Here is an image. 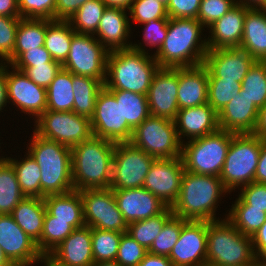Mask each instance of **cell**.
I'll return each mask as SVG.
<instances>
[{
    "label": "cell",
    "mask_w": 266,
    "mask_h": 266,
    "mask_svg": "<svg viewBox=\"0 0 266 266\" xmlns=\"http://www.w3.org/2000/svg\"><path fill=\"white\" fill-rule=\"evenodd\" d=\"M202 28L197 19L169 18L166 38L153 56L159 66L183 68L202 65L208 52L206 39L201 40Z\"/></svg>",
    "instance_id": "1"
},
{
    "label": "cell",
    "mask_w": 266,
    "mask_h": 266,
    "mask_svg": "<svg viewBox=\"0 0 266 266\" xmlns=\"http://www.w3.org/2000/svg\"><path fill=\"white\" fill-rule=\"evenodd\" d=\"M115 144L92 135L71 148L74 190L110 188Z\"/></svg>",
    "instance_id": "2"
},
{
    "label": "cell",
    "mask_w": 266,
    "mask_h": 266,
    "mask_svg": "<svg viewBox=\"0 0 266 266\" xmlns=\"http://www.w3.org/2000/svg\"><path fill=\"white\" fill-rule=\"evenodd\" d=\"M159 67L158 62L148 55L141 43L132 44L130 49L109 52L104 87L147 95Z\"/></svg>",
    "instance_id": "3"
},
{
    "label": "cell",
    "mask_w": 266,
    "mask_h": 266,
    "mask_svg": "<svg viewBox=\"0 0 266 266\" xmlns=\"http://www.w3.org/2000/svg\"><path fill=\"white\" fill-rule=\"evenodd\" d=\"M220 177L184 171L181 189L171 207L173 214L184 220L214 221L217 201L227 193Z\"/></svg>",
    "instance_id": "4"
},
{
    "label": "cell",
    "mask_w": 266,
    "mask_h": 266,
    "mask_svg": "<svg viewBox=\"0 0 266 266\" xmlns=\"http://www.w3.org/2000/svg\"><path fill=\"white\" fill-rule=\"evenodd\" d=\"M28 152L41 171V198L74 190L72 183L71 148L47 140L35 132Z\"/></svg>",
    "instance_id": "5"
},
{
    "label": "cell",
    "mask_w": 266,
    "mask_h": 266,
    "mask_svg": "<svg viewBox=\"0 0 266 266\" xmlns=\"http://www.w3.org/2000/svg\"><path fill=\"white\" fill-rule=\"evenodd\" d=\"M225 219L207 221V266L259 265L251 237Z\"/></svg>",
    "instance_id": "6"
},
{
    "label": "cell",
    "mask_w": 266,
    "mask_h": 266,
    "mask_svg": "<svg viewBox=\"0 0 266 266\" xmlns=\"http://www.w3.org/2000/svg\"><path fill=\"white\" fill-rule=\"evenodd\" d=\"M236 133L218 129L216 132L182 143L181 158L186 171L220 176L231 139Z\"/></svg>",
    "instance_id": "7"
},
{
    "label": "cell",
    "mask_w": 266,
    "mask_h": 266,
    "mask_svg": "<svg viewBox=\"0 0 266 266\" xmlns=\"http://www.w3.org/2000/svg\"><path fill=\"white\" fill-rule=\"evenodd\" d=\"M261 151V138L252 133L235 134L220 173L224 188L232 192L254 182ZM232 190V191H231Z\"/></svg>",
    "instance_id": "8"
},
{
    "label": "cell",
    "mask_w": 266,
    "mask_h": 266,
    "mask_svg": "<svg viewBox=\"0 0 266 266\" xmlns=\"http://www.w3.org/2000/svg\"><path fill=\"white\" fill-rule=\"evenodd\" d=\"M130 143L155 159L181 157L175 123L166 118L150 115L133 130Z\"/></svg>",
    "instance_id": "9"
},
{
    "label": "cell",
    "mask_w": 266,
    "mask_h": 266,
    "mask_svg": "<svg viewBox=\"0 0 266 266\" xmlns=\"http://www.w3.org/2000/svg\"><path fill=\"white\" fill-rule=\"evenodd\" d=\"M35 123L37 135L70 148L93 135L90 118L73 111L46 110Z\"/></svg>",
    "instance_id": "10"
},
{
    "label": "cell",
    "mask_w": 266,
    "mask_h": 266,
    "mask_svg": "<svg viewBox=\"0 0 266 266\" xmlns=\"http://www.w3.org/2000/svg\"><path fill=\"white\" fill-rule=\"evenodd\" d=\"M108 54L109 51L94 35L75 33L62 68L74 75L100 80L104 84Z\"/></svg>",
    "instance_id": "11"
},
{
    "label": "cell",
    "mask_w": 266,
    "mask_h": 266,
    "mask_svg": "<svg viewBox=\"0 0 266 266\" xmlns=\"http://www.w3.org/2000/svg\"><path fill=\"white\" fill-rule=\"evenodd\" d=\"M154 160V157L130 142L116 143L110 188L121 190L142 187Z\"/></svg>",
    "instance_id": "12"
},
{
    "label": "cell",
    "mask_w": 266,
    "mask_h": 266,
    "mask_svg": "<svg viewBox=\"0 0 266 266\" xmlns=\"http://www.w3.org/2000/svg\"><path fill=\"white\" fill-rule=\"evenodd\" d=\"M80 196L85 226L127 233L128 223L118 209L112 188L85 189Z\"/></svg>",
    "instance_id": "13"
},
{
    "label": "cell",
    "mask_w": 266,
    "mask_h": 266,
    "mask_svg": "<svg viewBox=\"0 0 266 266\" xmlns=\"http://www.w3.org/2000/svg\"><path fill=\"white\" fill-rule=\"evenodd\" d=\"M90 121L94 136L114 143L130 142L132 138L134 129L127 122H123L121 99H116L105 87L97 96Z\"/></svg>",
    "instance_id": "14"
},
{
    "label": "cell",
    "mask_w": 266,
    "mask_h": 266,
    "mask_svg": "<svg viewBox=\"0 0 266 266\" xmlns=\"http://www.w3.org/2000/svg\"><path fill=\"white\" fill-rule=\"evenodd\" d=\"M184 171L181 157L155 159L142 187L172 207L178 198Z\"/></svg>",
    "instance_id": "15"
},
{
    "label": "cell",
    "mask_w": 266,
    "mask_h": 266,
    "mask_svg": "<svg viewBox=\"0 0 266 266\" xmlns=\"http://www.w3.org/2000/svg\"><path fill=\"white\" fill-rule=\"evenodd\" d=\"M207 221L184 220L168 258L173 266H207Z\"/></svg>",
    "instance_id": "16"
},
{
    "label": "cell",
    "mask_w": 266,
    "mask_h": 266,
    "mask_svg": "<svg viewBox=\"0 0 266 266\" xmlns=\"http://www.w3.org/2000/svg\"><path fill=\"white\" fill-rule=\"evenodd\" d=\"M0 246L14 266H32L43 258L37 243L22 230L11 214H0Z\"/></svg>",
    "instance_id": "17"
},
{
    "label": "cell",
    "mask_w": 266,
    "mask_h": 266,
    "mask_svg": "<svg viewBox=\"0 0 266 266\" xmlns=\"http://www.w3.org/2000/svg\"><path fill=\"white\" fill-rule=\"evenodd\" d=\"M178 68L159 67L147 94L150 115L174 121L178 107Z\"/></svg>",
    "instance_id": "18"
},
{
    "label": "cell",
    "mask_w": 266,
    "mask_h": 266,
    "mask_svg": "<svg viewBox=\"0 0 266 266\" xmlns=\"http://www.w3.org/2000/svg\"><path fill=\"white\" fill-rule=\"evenodd\" d=\"M256 60L240 47L208 50L203 65L208 78H222L241 83Z\"/></svg>",
    "instance_id": "19"
},
{
    "label": "cell",
    "mask_w": 266,
    "mask_h": 266,
    "mask_svg": "<svg viewBox=\"0 0 266 266\" xmlns=\"http://www.w3.org/2000/svg\"><path fill=\"white\" fill-rule=\"evenodd\" d=\"M12 68V72L6 69L8 102L12 100L21 111L38 119L47 110L46 88L36 85L22 71Z\"/></svg>",
    "instance_id": "20"
},
{
    "label": "cell",
    "mask_w": 266,
    "mask_h": 266,
    "mask_svg": "<svg viewBox=\"0 0 266 266\" xmlns=\"http://www.w3.org/2000/svg\"><path fill=\"white\" fill-rule=\"evenodd\" d=\"M113 193L128 224L161 214L168 207L144 187L113 190Z\"/></svg>",
    "instance_id": "21"
},
{
    "label": "cell",
    "mask_w": 266,
    "mask_h": 266,
    "mask_svg": "<svg viewBox=\"0 0 266 266\" xmlns=\"http://www.w3.org/2000/svg\"><path fill=\"white\" fill-rule=\"evenodd\" d=\"M55 262L63 266H92L91 227L75 229L48 254Z\"/></svg>",
    "instance_id": "22"
},
{
    "label": "cell",
    "mask_w": 266,
    "mask_h": 266,
    "mask_svg": "<svg viewBox=\"0 0 266 266\" xmlns=\"http://www.w3.org/2000/svg\"><path fill=\"white\" fill-rule=\"evenodd\" d=\"M174 123L181 143H183L181 136H187L192 140L219 129L218 113L208 103L180 109Z\"/></svg>",
    "instance_id": "23"
},
{
    "label": "cell",
    "mask_w": 266,
    "mask_h": 266,
    "mask_svg": "<svg viewBox=\"0 0 266 266\" xmlns=\"http://www.w3.org/2000/svg\"><path fill=\"white\" fill-rule=\"evenodd\" d=\"M248 9L249 7L237 3L223 17L208 27L211 32V38L206 39L208 50L240 47L244 18Z\"/></svg>",
    "instance_id": "24"
},
{
    "label": "cell",
    "mask_w": 266,
    "mask_h": 266,
    "mask_svg": "<svg viewBox=\"0 0 266 266\" xmlns=\"http://www.w3.org/2000/svg\"><path fill=\"white\" fill-rule=\"evenodd\" d=\"M259 108L244 94L236 96L218 113L219 129L236 134L253 133Z\"/></svg>",
    "instance_id": "25"
},
{
    "label": "cell",
    "mask_w": 266,
    "mask_h": 266,
    "mask_svg": "<svg viewBox=\"0 0 266 266\" xmlns=\"http://www.w3.org/2000/svg\"><path fill=\"white\" fill-rule=\"evenodd\" d=\"M177 98L179 110L208 103V70L203 64L178 68Z\"/></svg>",
    "instance_id": "26"
},
{
    "label": "cell",
    "mask_w": 266,
    "mask_h": 266,
    "mask_svg": "<svg viewBox=\"0 0 266 266\" xmlns=\"http://www.w3.org/2000/svg\"><path fill=\"white\" fill-rule=\"evenodd\" d=\"M125 11L122 8L107 7L96 30L95 34L99 37L97 40L109 52L132 47V43L127 42L131 25Z\"/></svg>",
    "instance_id": "27"
},
{
    "label": "cell",
    "mask_w": 266,
    "mask_h": 266,
    "mask_svg": "<svg viewBox=\"0 0 266 266\" xmlns=\"http://www.w3.org/2000/svg\"><path fill=\"white\" fill-rule=\"evenodd\" d=\"M240 48L256 61H266V9L249 8L246 11Z\"/></svg>",
    "instance_id": "28"
},
{
    "label": "cell",
    "mask_w": 266,
    "mask_h": 266,
    "mask_svg": "<svg viewBox=\"0 0 266 266\" xmlns=\"http://www.w3.org/2000/svg\"><path fill=\"white\" fill-rule=\"evenodd\" d=\"M43 199L46 210L54 216V220L70 221L74 229L85 226L80 191L73 190L64 194L48 195Z\"/></svg>",
    "instance_id": "29"
},
{
    "label": "cell",
    "mask_w": 266,
    "mask_h": 266,
    "mask_svg": "<svg viewBox=\"0 0 266 266\" xmlns=\"http://www.w3.org/2000/svg\"><path fill=\"white\" fill-rule=\"evenodd\" d=\"M46 214L43 198L25 197L13 209L11 215L22 230L36 243L40 241Z\"/></svg>",
    "instance_id": "30"
},
{
    "label": "cell",
    "mask_w": 266,
    "mask_h": 266,
    "mask_svg": "<svg viewBox=\"0 0 266 266\" xmlns=\"http://www.w3.org/2000/svg\"><path fill=\"white\" fill-rule=\"evenodd\" d=\"M47 19L21 18L16 32L13 55L7 60L11 65L23 52L44 46Z\"/></svg>",
    "instance_id": "31"
},
{
    "label": "cell",
    "mask_w": 266,
    "mask_h": 266,
    "mask_svg": "<svg viewBox=\"0 0 266 266\" xmlns=\"http://www.w3.org/2000/svg\"><path fill=\"white\" fill-rule=\"evenodd\" d=\"M75 33L68 21L47 19L44 47L53 60L61 64L66 60Z\"/></svg>",
    "instance_id": "32"
},
{
    "label": "cell",
    "mask_w": 266,
    "mask_h": 266,
    "mask_svg": "<svg viewBox=\"0 0 266 266\" xmlns=\"http://www.w3.org/2000/svg\"><path fill=\"white\" fill-rule=\"evenodd\" d=\"M47 110L73 111V74L61 68L47 87Z\"/></svg>",
    "instance_id": "33"
},
{
    "label": "cell",
    "mask_w": 266,
    "mask_h": 266,
    "mask_svg": "<svg viewBox=\"0 0 266 266\" xmlns=\"http://www.w3.org/2000/svg\"><path fill=\"white\" fill-rule=\"evenodd\" d=\"M103 87L104 84L100 80L73 74V112L91 118L94 114L97 96Z\"/></svg>",
    "instance_id": "34"
},
{
    "label": "cell",
    "mask_w": 266,
    "mask_h": 266,
    "mask_svg": "<svg viewBox=\"0 0 266 266\" xmlns=\"http://www.w3.org/2000/svg\"><path fill=\"white\" fill-rule=\"evenodd\" d=\"M227 215V219L243 235H252L261 227L266 220L264 209L252 208L240 196Z\"/></svg>",
    "instance_id": "35"
},
{
    "label": "cell",
    "mask_w": 266,
    "mask_h": 266,
    "mask_svg": "<svg viewBox=\"0 0 266 266\" xmlns=\"http://www.w3.org/2000/svg\"><path fill=\"white\" fill-rule=\"evenodd\" d=\"M108 90L116 99H121L123 122H127L133 129L150 116L147 95L120 89Z\"/></svg>",
    "instance_id": "36"
},
{
    "label": "cell",
    "mask_w": 266,
    "mask_h": 266,
    "mask_svg": "<svg viewBox=\"0 0 266 266\" xmlns=\"http://www.w3.org/2000/svg\"><path fill=\"white\" fill-rule=\"evenodd\" d=\"M27 155L21 162L10 157L7 160L16 172L17 181L25 197L41 198L40 167L29 153Z\"/></svg>",
    "instance_id": "37"
},
{
    "label": "cell",
    "mask_w": 266,
    "mask_h": 266,
    "mask_svg": "<svg viewBox=\"0 0 266 266\" xmlns=\"http://www.w3.org/2000/svg\"><path fill=\"white\" fill-rule=\"evenodd\" d=\"M25 198L11 163L0 165V214H11L15 206Z\"/></svg>",
    "instance_id": "38"
},
{
    "label": "cell",
    "mask_w": 266,
    "mask_h": 266,
    "mask_svg": "<svg viewBox=\"0 0 266 266\" xmlns=\"http://www.w3.org/2000/svg\"><path fill=\"white\" fill-rule=\"evenodd\" d=\"M173 215L171 207H167L161 214L129 223L127 233L148 250L164 224Z\"/></svg>",
    "instance_id": "39"
},
{
    "label": "cell",
    "mask_w": 266,
    "mask_h": 266,
    "mask_svg": "<svg viewBox=\"0 0 266 266\" xmlns=\"http://www.w3.org/2000/svg\"><path fill=\"white\" fill-rule=\"evenodd\" d=\"M106 8L102 0H88L68 22L76 33L94 35Z\"/></svg>",
    "instance_id": "40"
},
{
    "label": "cell",
    "mask_w": 266,
    "mask_h": 266,
    "mask_svg": "<svg viewBox=\"0 0 266 266\" xmlns=\"http://www.w3.org/2000/svg\"><path fill=\"white\" fill-rule=\"evenodd\" d=\"M240 94L248 97L259 109L266 104V61H256L241 82Z\"/></svg>",
    "instance_id": "41"
},
{
    "label": "cell",
    "mask_w": 266,
    "mask_h": 266,
    "mask_svg": "<svg viewBox=\"0 0 266 266\" xmlns=\"http://www.w3.org/2000/svg\"><path fill=\"white\" fill-rule=\"evenodd\" d=\"M75 229L70 225V221L54 220L47 210L44 217L42 235L37 247L42 255H48Z\"/></svg>",
    "instance_id": "42"
},
{
    "label": "cell",
    "mask_w": 266,
    "mask_h": 266,
    "mask_svg": "<svg viewBox=\"0 0 266 266\" xmlns=\"http://www.w3.org/2000/svg\"><path fill=\"white\" fill-rule=\"evenodd\" d=\"M122 234L116 231L91 228L94 263L115 261Z\"/></svg>",
    "instance_id": "43"
},
{
    "label": "cell",
    "mask_w": 266,
    "mask_h": 266,
    "mask_svg": "<svg viewBox=\"0 0 266 266\" xmlns=\"http://www.w3.org/2000/svg\"><path fill=\"white\" fill-rule=\"evenodd\" d=\"M240 90L239 82L208 78V104L219 113Z\"/></svg>",
    "instance_id": "44"
},
{
    "label": "cell",
    "mask_w": 266,
    "mask_h": 266,
    "mask_svg": "<svg viewBox=\"0 0 266 266\" xmlns=\"http://www.w3.org/2000/svg\"><path fill=\"white\" fill-rule=\"evenodd\" d=\"M182 227L183 218L173 215L155 237L148 252L168 257L175 243L178 241Z\"/></svg>",
    "instance_id": "45"
},
{
    "label": "cell",
    "mask_w": 266,
    "mask_h": 266,
    "mask_svg": "<svg viewBox=\"0 0 266 266\" xmlns=\"http://www.w3.org/2000/svg\"><path fill=\"white\" fill-rule=\"evenodd\" d=\"M130 17L136 23L157 19H169L166 6L156 0H134L129 8Z\"/></svg>",
    "instance_id": "46"
},
{
    "label": "cell",
    "mask_w": 266,
    "mask_h": 266,
    "mask_svg": "<svg viewBox=\"0 0 266 266\" xmlns=\"http://www.w3.org/2000/svg\"><path fill=\"white\" fill-rule=\"evenodd\" d=\"M148 250L140 245L128 233H123L115 261L121 266H137Z\"/></svg>",
    "instance_id": "47"
},
{
    "label": "cell",
    "mask_w": 266,
    "mask_h": 266,
    "mask_svg": "<svg viewBox=\"0 0 266 266\" xmlns=\"http://www.w3.org/2000/svg\"><path fill=\"white\" fill-rule=\"evenodd\" d=\"M236 4L237 1L235 0H201L197 20L203 27H209Z\"/></svg>",
    "instance_id": "48"
},
{
    "label": "cell",
    "mask_w": 266,
    "mask_h": 266,
    "mask_svg": "<svg viewBox=\"0 0 266 266\" xmlns=\"http://www.w3.org/2000/svg\"><path fill=\"white\" fill-rule=\"evenodd\" d=\"M21 17L0 16V59L5 62L13 55L16 32Z\"/></svg>",
    "instance_id": "49"
},
{
    "label": "cell",
    "mask_w": 266,
    "mask_h": 266,
    "mask_svg": "<svg viewBox=\"0 0 266 266\" xmlns=\"http://www.w3.org/2000/svg\"><path fill=\"white\" fill-rule=\"evenodd\" d=\"M56 0H18L21 18L55 20Z\"/></svg>",
    "instance_id": "50"
},
{
    "label": "cell",
    "mask_w": 266,
    "mask_h": 266,
    "mask_svg": "<svg viewBox=\"0 0 266 266\" xmlns=\"http://www.w3.org/2000/svg\"><path fill=\"white\" fill-rule=\"evenodd\" d=\"M22 71L36 85L47 89L50 83L55 79L56 74L62 68L59 62H48L46 64L36 65L34 67H14Z\"/></svg>",
    "instance_id": "51"
},
{
    "label": "cell",
    "mask_w": 266,
    "mask_h": 266,
    "mask_svg": "<svg viewBox=\"0 0 266 266\" xmlns=\"http://www.w3.org/2000/svg\"><path fill=\"white\" fill-rule=\"evenodd\" d=\"M168 20L169 19H157L143 23L145 25L143 34L144 41L146 42L145 44L151 47L156 46L157 51L160 49L167 35Z\"/></svg>",
    "instance_id": "52"
},
{
    "label": "cell",
    "mask_w": 266,
    "mask_h": 266,
    "mask_svg": "<svg viewBox=\"0 0 266 266\" xmlns=\"http://www.w3.org/2000/svg\"><path fill=\"white\" fill-rule=\"evenodd\" d=\"M201 0H170L166 10L169 18L197 19Z\"/></svg>",
    "instance_id": "53"
},
{
    "label": "cell",
    "mask_w": 266,
    "mask_h": 266,
    "mask_svg": "<svg viewBox=\"0 0 266 266\" xmlns=\"http://www.w3.org/2000/svg\"><path fill=\"white\" fill-rule=\"evenodd\" d=\"M239 195L252 208L264 209L266 212V184L252 182L243 186Z\"/></svg>",
    "instance_id": "54"
},
{
    "label": "cell",
    "mask_w": 266,
    "mask_h": 266,
    "mask_svg": "<svg viewBox=\"0 0 266 266\" xmlns=\"http://www.w3.org/2000/svg\"><path fill=\"white\" fill-rule=\"evenodd\" d=\"M48 62H57L52 59L50 53L44 46L38 49L23 52L12 64L13 67H34Z\"/></svg>",
    "instance_id": "55"
},
{
    "label": "cell",
    "mask_w": 266,
    "mask_h": 266,
    "mask_svg": "<svg viewBox=\"0 0 266 266\" xmlns=\"http://www.w3.org/2000/svg\"><path fill=\"white\" fill-rule=\"evenodd\" d=\"M88 0H56L55 20L68 21L69 18Z\"/></svg>",
    "instance_id": "56"
},
{
    "label": "cell",
    "mask_w": 266,
    "mask_h": 266,
    "mask_svg": "<svg viewBox=\"0 0 266 266\" xmlns=\"http://www.w3.org/2000/svg\"><path fill=\"white\" fill-rule=\"evenodd\" d=\"M251 239L255 256L259 260L266 259V220L252 235Z\"/></svg>",
    "instance_id": "57"
},
{
    "label": "cell",
    "mask_w": 266,
    "mask_h": 266,
    "mask_svg": "<svg viewBox=\"0 0 266 266\" xmlns=\"http://www.w3.org/2000/svg\"><path fill=\"white\" fill-rule=\"evenodd\" d=\"M254 182L266 184V139H261V151L254 176Z\"/></svg>",
    "instance_id": "58"
},
{
    "label": "cell",
    "mask_w": 266,
    "mask_h": 266,
    "mask_svg": "<svg viewBox=\"0 0 266 266\" xmlns=\"http://www.w3.org/2000/svg\"><path fill=\"white\" fill-rule=\"evenodd\" d=\"M137 266H173V264L167 256L155 255L148 252Z\"/></svg>",
    "instance_id": "59"
},
{
    "label": "cell",
    "mask_w": 266,
    "mask_h": 266,
    "mask_svg": "<svg viewBox=\"0 0 266 266\" xmlns=\"http://www.w3.org/2000/svg\"><path fill=\"white\" fill-rule=\"evenodd\" d=\"M0 16L20 17L18 0H0Z\"/></svg>",
    "instance_id": "60"
},
{
    "label": "cell",
    "mask_w": 266,
    "mask_h": 266,
    "mask_svg": "<svg viewBox=\"0 0 266 266\" xmlns=\"http://www.w3.org/2000/svg\"><path fill=\"white\" fill-rule=\"evenodd\" d=\"M8 65L0 63V111L8 103L6 68Z\"/></svg>",
    "instance_id": "61"
},
{
    "label": "cell",
    "mask_w": 266,
    "mask_h": 266,
    "mask_svg": "<svg viewBox=\"0 0 266 266\" xmlns=\"http://www.w3.org/2000/svg\"><path fill=\"white\" fill-rule=\"evenodd\" d=\"M252 134L266 139V104L259 109L257 124Z\"/></svg>",
    "instance_id": "62"
},
{
    "label": "cell",
    "mask_w": 266,
    "mask_h": 266,
    "mask_svg": "<svg viewBox=\"0 0 266 266\" xmlns=\"http://www.w3.org/2000/svg\"><path fill=\"white\" fill-rule=\"evenodd\" d=\"M107 7L122 8L129 10L134 0H102Z\"/></svg>",
    "instance_id": "63"
},
{
    "label": "cell",
    "mask_w": 266,
    "mask_h": 266,
    "mask_svg": "<svg viewBox=\"0 0 266 266\" xmlns=\"http://www.w3.org/2000/svg\"><path fill=\"white\" fill-rule=\"evenodd\" d=\"M237 3H241L249 8L266 9V0H239Z\"/></svg>",
    "instance_id": "64"
},
{
    "label": "cell",
    "mask_w": 266,
    "mask_h": 266,
    "mask_svg": "<svg viewBox=\"0 0 266 266\" xmlns=\"http://www.w3.org/2000/svg\"><path fill=\"white\" fill-rule=\"evenodd\" d=\"M41 261L44 262V264L46 263L44 266H63L55 262L49 255H44Z\"/></svg>",
    "instance_id": "65"
},
{
    "label": "cell",
    "mask_w": 266,
    "mask_h": 266,
    "mask_svg": "<svg viewBox=\"0 0 266 266\" xmlns=\"http://www.w3.org/2000/svg\"><path fill=\"white\" fill-rule=\"evenodd\" d=\"M0 266H14L8 258L4 255L2 247L0 246Z\"/></svg>",
    "instance_id": "66"
},
{
    "label": "cell",
    "mask_w": 266,
    "mask_h": 266,
    "mask_svg": "<svg viewBox=\"0 0 266 266\" xmlns=\"http://www.w3.org/2000/svg\"><path fill=\"white\" fill-rule=\"evenodd\" d=\"M92 266H121V265L116 261H107V262L94 263Z\"/></svg>",
    "instance_id": "67"
},
{
    "label": "cell",
    "mask_w": 266,
    "mask_h": 266,
    "mask_svg": "<svg viewBox=\"0 0 266 266\" xmlns=\"http://www.w3.org/2000/svg\"><path fill=\"white\" fill-rule=\"evenodd\" d=\"M156 1L161 2L163 5H165L167 7L170 0H156Z\"/></svg>",
    "instance_id": "68"
},
{
    "label": "cell",
    "mask_w": 266,
    "mask_h": 266,
    "mask_svg": "<svg viewBox=\"0 0 266 266\" xmlns=\"http://www.w3.org/2000/svg\"><path fill=\"white\" fill-rule=\"evenodd\" d=\"M259 266H266V259L259 260Z\"/></svg>",
    "instance_id": "69"
},
{
    "label": "cell",
    "mask_w": 266,
    "mask_h": 266,
    "mask_svg": "<svg viewBox=\"0 0 266 266\" xmlns=\"http://www.w3.org/2000/svg\"><path fill=\"white\" fill-rule=\"evenodd\" d=\"M7 160V157L6 158H0V165L3 164L5 161Z\"/></svg>",
    "instance_id": "70"
}]
</instances>
